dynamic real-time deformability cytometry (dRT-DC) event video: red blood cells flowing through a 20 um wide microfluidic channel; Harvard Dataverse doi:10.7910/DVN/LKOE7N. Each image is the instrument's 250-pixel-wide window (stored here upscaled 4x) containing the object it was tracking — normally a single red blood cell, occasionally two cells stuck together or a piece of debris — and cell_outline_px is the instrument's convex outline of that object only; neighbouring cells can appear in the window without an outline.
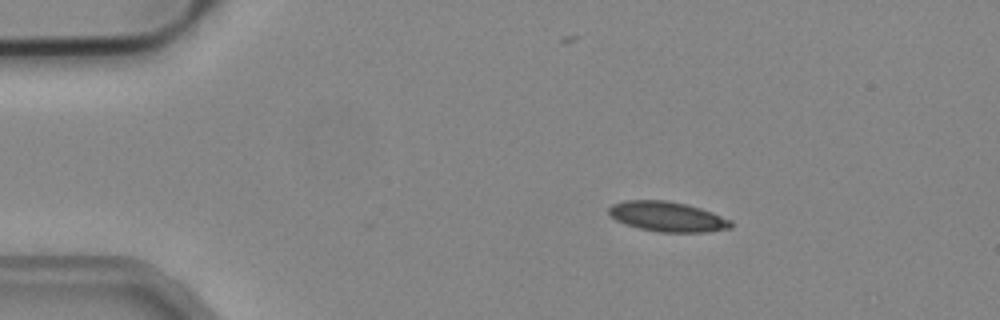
{"species": "common noctule bat (a hibernating species)", "species_latin": "Nyctalus noctula", "temperature_condition": "cold", "stored_images_in_passage": 7, "camera_frame_rate_fps": 3000, "um_per_image_px": 0.085, "animal": {"sex": "male", "body_mass_g": 19.2, "forearm_length_mm": 51.8}, "frame": {"image": 1, "passage_image": 1, "time_ms": 0.0, "image_size_px": [1000, 320], "cell_outline_px": [[732, 228], [708, 232], [656, 232], [636, 228], [624, 224], [616, 220], [608, 212], [608, 208], [612, 204], [624, 200], [668, 200], [700, 208], [712, 212], [732, 220]], "centroid_in_image_um": [56.72, 18.42], "position_along_channel_um": 28.3, "area_um2": 21.56}}